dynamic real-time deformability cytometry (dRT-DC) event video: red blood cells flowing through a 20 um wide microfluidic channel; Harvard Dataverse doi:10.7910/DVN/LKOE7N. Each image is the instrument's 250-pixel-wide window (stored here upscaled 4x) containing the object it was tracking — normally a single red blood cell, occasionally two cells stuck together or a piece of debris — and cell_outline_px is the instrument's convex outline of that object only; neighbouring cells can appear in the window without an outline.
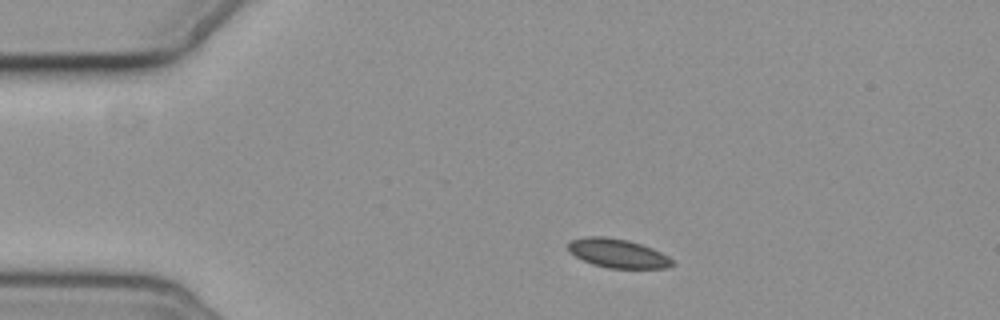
{"species": "common noctule bat (a hibernating species)", "species_latin": "Nyctalus noctula", "temperature_condition": "cold", "stored_images_in_passage": 3, "camera_frame_rate_fps": 3000, "um_per_image_px": 0.085, "animal": {"sex": "female", "body_mass_g": 19.3, "forearm_length_mm": 54.1}, "frame": {"image": 1, "passage_image": 2, "time_ms": 1.0, "image_size_px": [1000, 320], "cell_outline_px": [[672, 264], [668, 268], [608, 268], [592, 264], [568, 252], [568, 240], [584, 236], [604, 236], [628, 240], [652, 248], [668, 256], [672, 260]], "centroid_in_image_um": [52.45, 21.52], "position_along_channel_um": 32.5, "area_um2": 17.57}}